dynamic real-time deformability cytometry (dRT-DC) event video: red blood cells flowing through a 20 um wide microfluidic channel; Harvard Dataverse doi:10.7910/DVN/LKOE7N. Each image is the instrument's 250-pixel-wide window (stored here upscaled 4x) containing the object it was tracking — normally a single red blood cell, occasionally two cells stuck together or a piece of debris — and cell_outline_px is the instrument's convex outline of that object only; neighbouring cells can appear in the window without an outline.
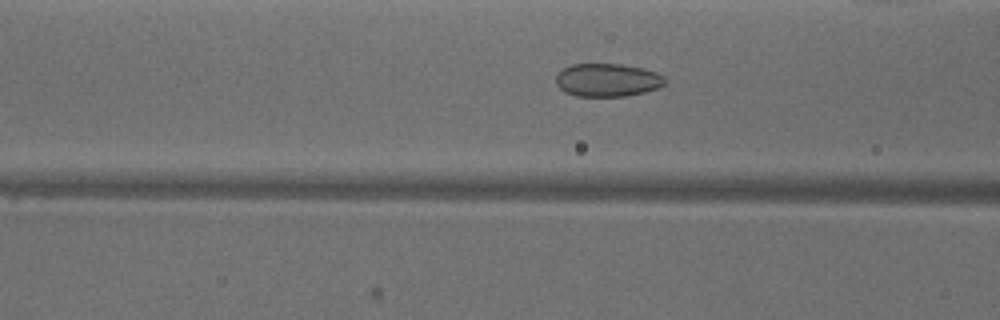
{"species": "common noctule bat (a hibernating species)", "species_latin": "Nyctalus noctula", "temperature_condition": "warm", "stored_images_in_passage": 50, "camera_frame_rate_fps": 3000, "um_per_image_px": 0.085, "animal": {"sex": "male", "body_mass_g": 18.8}, "frame": {"image": 1, "passage_image": 18, "time_ms": 5.667, "image_size_px": [1000, 320], "cell_outline_px": [[664, 84], [660, 88], [644, 92], [624, 96], [576, 96], [564, 92], [556, 84], [556, 76], [564, 68], [572, 64], [620, 64], [640, 68], [656, 72], [664, 76]], "centroid_in_image_um": [51.62, 6.81], "position_along_channel_um": 115.0, "area_um2": 20.92}}
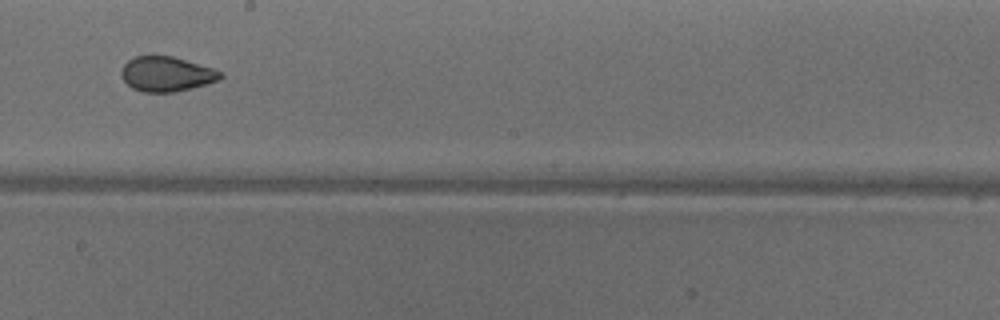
{"frame": {"image": 2, "passage_image": 27, "time_ms": 8.667, "image_size_px": [1000, 320], "cell_outline_px": [[224, 76], [220, 80], [172, 92], [144, 92], [132, 88], [120, 76], [120, 72], [124, 64], [128, 60], [136, 56], [172, 56], [212, 68], [224, 72]], "centroid_in_image_um": [14.14, 6.29], "position_along_channel_um": 234.1, "area_um2": 19.94}}
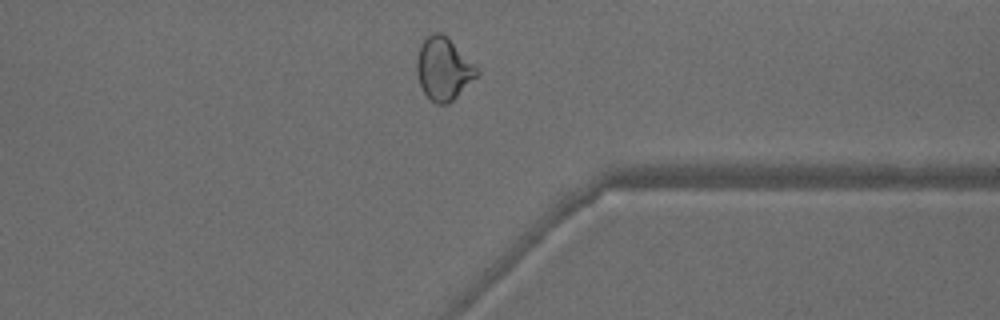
{"frame": {"image": 3, "passage_image": 38, "time_ms": 12.333, "image_size_px": [1000, 320], "cell_outline_px": [[480, 72], [448, 104], [436, 104], [424, 92], [420, 84], [416, 72], [416, 60], [420, 44], [432, 32], [440, 32], [448, 36]], "centroid_in_image_um": [37.66, 5.82], "position_along_channel_um": 373.7, "area_um2": 21.56}, "authors_computed_cell_mechanics": {"area_um2": 22.8599, "velocity_mm_per_s": 3.9632, "shape_relaxation_time_tau1_ms": null, "shape_relaxation_time_tau2_ms": 1.151, "deformation_change_tau1": null, "deformation_change_tau2": 0.0621}}